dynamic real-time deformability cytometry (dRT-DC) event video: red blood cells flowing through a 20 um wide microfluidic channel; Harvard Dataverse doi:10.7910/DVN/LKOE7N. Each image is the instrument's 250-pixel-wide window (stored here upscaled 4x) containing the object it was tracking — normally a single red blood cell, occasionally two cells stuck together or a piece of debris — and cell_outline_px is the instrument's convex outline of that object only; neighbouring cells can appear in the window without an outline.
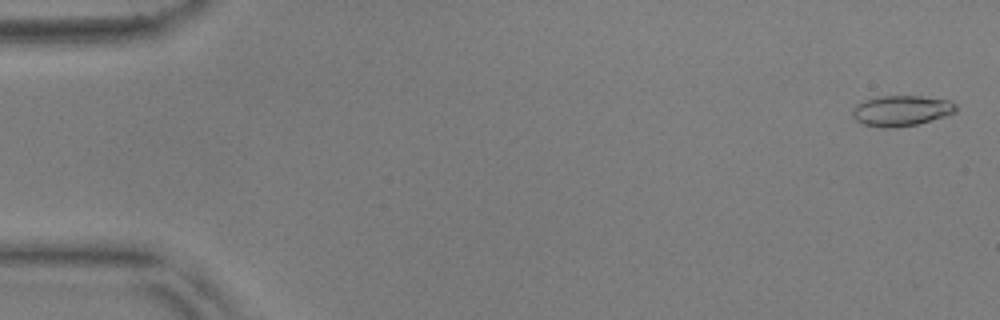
{"species": "common noctule bat (a hibernating species)", "species_latin": "Nyctalus noctula", "temperature_condition": "warm", "stored_images_in_passage": 55, "camera_frame_rate_fps": 3000, "um_per_image_px": 0.085, "animal": {"sex": "male", "body_mass_g": 17.9, "forearm_length_mm": 54.2}, "frame": {"image": 1, "passage_image": 2, "time_ms": 0.333, "image_size_px": [1000, 320], "cell_outline_px": [[956, 112], [944, 116], [916, 124], [884, 128], [864, 124], [856, 120], [852, 116], [852, 108], [856, 104], [868, 100], [884, 96], [920, 96], [948, 100], [956, 104]], "centroid_in_image_um": [76.6, 9.4], "position_along_channel_um": 8.4, "area_um2": 18.03}}
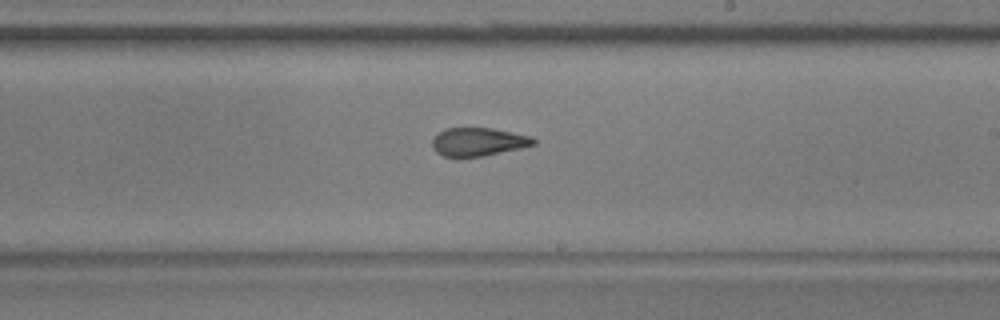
{"frame": {"image": 2, "passage_image": 33, "time_ms": 10.667, "image_size_px": [1000, 320], "cell_outline_px": [[536, 144], [520, 148], [484, 156], [444, 156], [436, 152], [432, 148], [432, 140], [440, 132], [448, 128], [492, 128], [532, 136], [536, 140]], "centroid_in_image_um": [40.68, 12.05], "position_along_channel_um": 248.3, "area_um2": 16.53}}
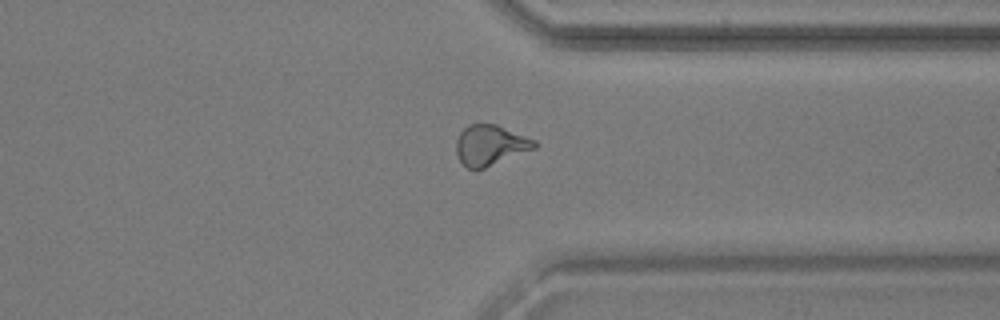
{"frame": {"image": 3, "passage_image": 43, "time_ms": 14.0, "image_size_px": [1000, 320], "cell_outline_px": [[540, 144], [536, 148], [476, 172], [468, 168], [460, 160], [456, 152], [456, 140], [460, 132], [468, 124], [496, 124], [536, 140]], "centroid_in_image_um": [41.69, 12.36], "position_along_channel_um": 369.7, "area_um2": 18.73}, "authors_computed_cell_mechanics": {"area_um2": 17.918, "velocity_mm_per_s": 3.6709, "shape_relaxation_time_tau1_ms": null, "shape_relaxation_time_tau2_ms": 2.0066, "deformation_change_tau1": null, "deformation_change_tau2": 0.1061}}